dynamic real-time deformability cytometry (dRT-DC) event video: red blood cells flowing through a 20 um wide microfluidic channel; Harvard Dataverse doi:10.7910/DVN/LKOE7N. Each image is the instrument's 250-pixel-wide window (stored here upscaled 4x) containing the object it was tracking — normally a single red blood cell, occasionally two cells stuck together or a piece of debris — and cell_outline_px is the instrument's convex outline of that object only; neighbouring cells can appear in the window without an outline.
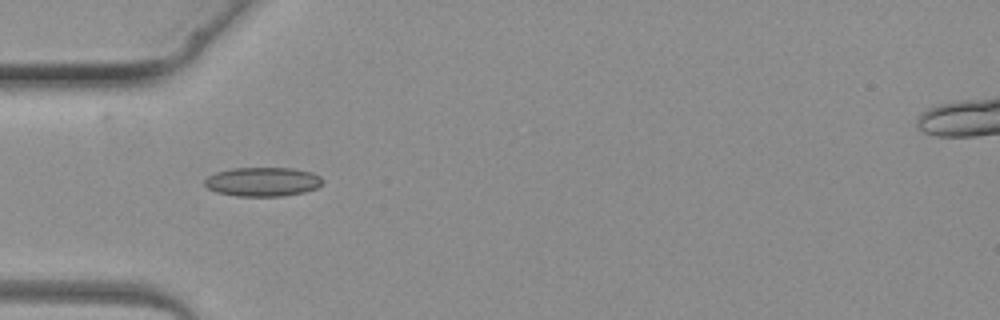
{"species": "common noctule bat (a hibernating species)", "species_latin": "Nyctalus noctula", "temperature_condition": "warm", "stored_images_in_passage": 3, "camera_frame_rate_fps": 3000, "um_per_image_px": 0.085, "animal": {"sex": "female", "body_mass_g": 19.3, "forearm_length_mm": 54.1}, "frame": {"image": 1, "passage_image": 2, "time_ms": 1.0, "image_size_px": [1000, 320], "cell_outline_px": [[324, 180], [316, 188], [304, 192], [284, 196], [236, 196], [216, 192], [208, 188], [204, 184], [204, 180], [208, 176], [216, 172], [232, 168], [292, 168], [312, 172], [320, 176]], "centroid_in_image_um": [22.32, 15.45], "position_along_channel_um": 62.7, "area_um2": 20.06}}
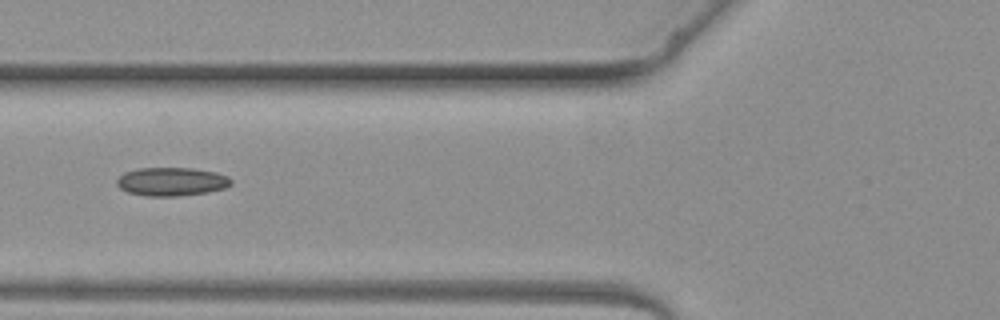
{"frame": {"image": 2, "passage_image": 3, "time_ms": 2.0, "image_size_px": [1000, 320], "cell_outline_px": [[232, 184], [224, 188], [208, 192], [180, 196], [144, 196], [128, 192], [120, 188], [116, 184], [116, 180], [124, 172], [136, 168], [192, 168], [216, 172], [228, 176], [232, 180]], "centroid_in_image_um": [14.58, 15.44], "position_along_channel_um": 111.2, "area_um2": 19.13}}